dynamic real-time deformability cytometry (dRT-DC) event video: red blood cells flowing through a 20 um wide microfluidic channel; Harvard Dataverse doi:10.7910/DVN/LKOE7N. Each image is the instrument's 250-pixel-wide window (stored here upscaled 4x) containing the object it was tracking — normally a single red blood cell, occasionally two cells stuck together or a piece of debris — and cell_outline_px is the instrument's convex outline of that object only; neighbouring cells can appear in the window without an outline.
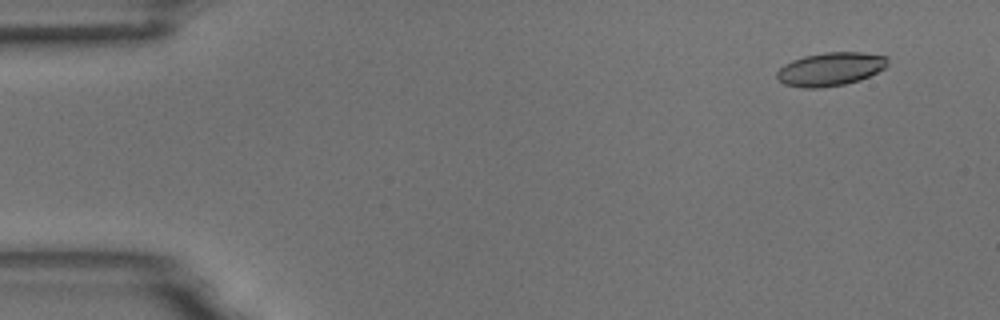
{"species": "common noctule bat (a hibernating species)", "species_latin": "Nyctalus noctula", "temperature_condition": "room temperature", "stored_images_in_passage": 6, "camera_frame_rate_fps": 3000, "um_per_image_px": 0.085, "animal": {"sex": "male", "body_mass_g": 18.8}, "frame": {"image": 1, "passage_image": 2, "time_ms": 1.0, "image_size_px": [1000, 320], "cell_outline_px": [[888, 64], [884, 68], [860, 80], [844, 84], [820, 88], [804, 88], [784, 84], [776, 76], [776, 72], [784, 64], [792, 60], [804, 56], [824, 52], [864, 52], [888, 56]], "centroid_in_image_um": [70.59, 5.86], "position_along_channel_um": 14.4, "area_um2": 21.62}}